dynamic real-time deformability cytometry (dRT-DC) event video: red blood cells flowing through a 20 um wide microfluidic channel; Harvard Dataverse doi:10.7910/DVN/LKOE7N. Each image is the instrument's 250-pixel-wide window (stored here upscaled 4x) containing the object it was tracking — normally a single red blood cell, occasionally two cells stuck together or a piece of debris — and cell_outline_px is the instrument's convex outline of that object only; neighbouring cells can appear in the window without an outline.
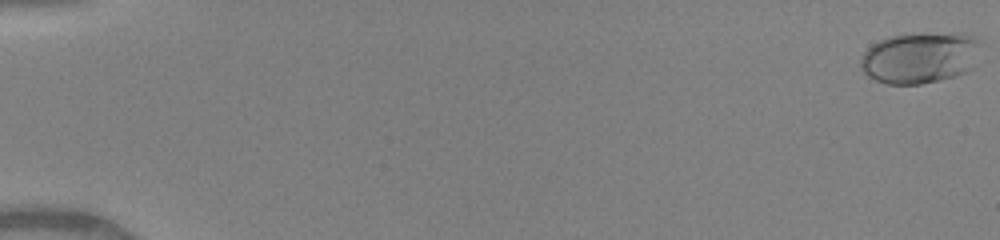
{"species": "human", "species_latin": "Homo sapiens", "temperature_condition": "warm", "stored_images_in_passage": 51, "camera_frame_rate_fps": 3000, "um_per_image_px": 0.085, "donor": {"sex": "female"}, "frame": {"image": 1, "passage_image": 1, "time_ms": 0.0, "image_size_px": [1000, 240], "cell_outline_px": [[984, 44], [972, 68], [956, 76], [940, 80], [920, 84], [888, 84], [876, 80], [868, 76], [860, 68], [860, 60], [864, 52], [872, 44], [880, 40], [892, 36], [920, 32], [964, 32], [976, 36], [984, 40]], "centroid_in_image_um": [78.28, 4.86], "position_along_channel_um": 6.7, "area_um2": 36.93}}
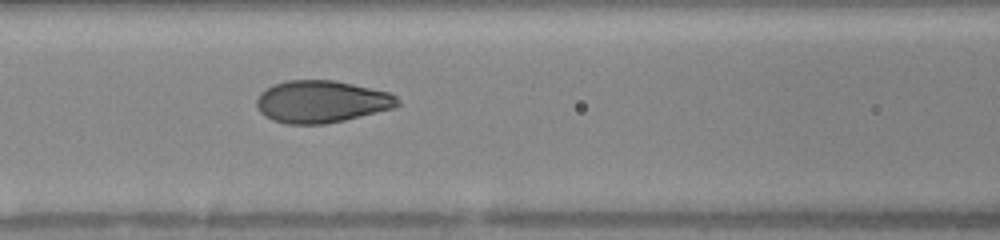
{"frame": {"image": 2, "passage_image": 24, "time_ms": 7.667, "image_size_px": [1000, 240], "cell_outline_px": [[400, 104], [392, 108], [344, 120], [324, 124], [288, 124], [272, 120], [264, 116], [260, 112], [256, 104], [256, 100], [260, 92], [272, 84], [288, 80], [336, 80], [392, 92], [400, 100]], "centroid_in_image_um": [27.32, 8.62], "position_along_channel_um": 139.3, "area_um2": 34.91}}
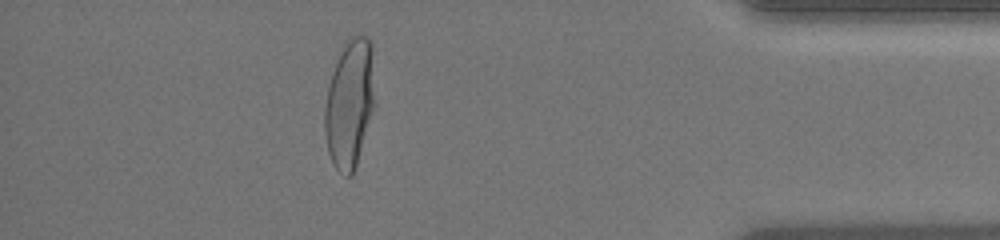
{"frame": {"image": 3, "passage_image": 46, "time_ms": 15.0, "image_size_px": [1000, 240], "cell_outline_px": [[376, 104], [352, 176], [344, 176], [332, 164], [328, 152], [324, 132], [324, 108], [328, 88], [332, 72], [344, 40], [352, 36], [368, 36], [372, 40]], "centroid_in_image_um": [29.74, 8.76], "position_along_channel_um": 405.5, "area_um2": 38.32}, "authors_computed_cell_mechanics": {"area_um2": 34.969, "velocity_mm_per_s": 4.0865, "shape_relaxation_time_tau1_ms": 3.1924, "shape_relaxation_time_tau2_ms": null, "deformation_change_tau1": 0.1878, "deformation_change_tau2": null}}